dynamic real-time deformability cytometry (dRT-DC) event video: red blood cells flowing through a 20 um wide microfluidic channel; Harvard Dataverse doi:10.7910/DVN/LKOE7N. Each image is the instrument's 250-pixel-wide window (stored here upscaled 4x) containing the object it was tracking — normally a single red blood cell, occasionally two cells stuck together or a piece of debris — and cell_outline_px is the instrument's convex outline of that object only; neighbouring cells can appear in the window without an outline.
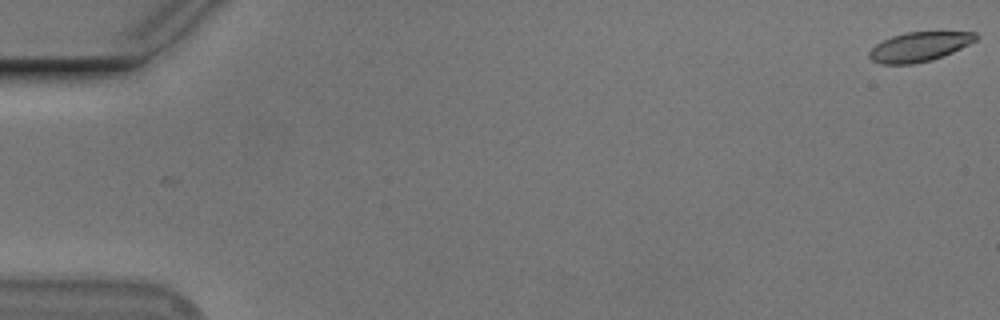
{"species": "Egyptian fruit bat (a non-hibernating species)", "species_latin": "Rousettus aegyptiacus", "temperature_condition": "cold", "stored_images_in_passage": 2, "camera_frame_rate_fps": 3000, "um_per_image_px": 0.085, "animal": {"sex": "male"}, "frame": {"image": 1, "passage_image": 1, "time_ms": 0.0, "image_size_px": [1000, 320], "cell_outline_px": [[976, 40], [952, 52], [932, 60], [912, 64], [880, 64], [872, 60], [868, 56], [868, 52], [876, 44], [892, 36], [908, 32], [976, 32]], "centroid_in_image_um": [78.1, 3.98], "position_along_channel_um": 6.9, "area_um2": 18.03}}